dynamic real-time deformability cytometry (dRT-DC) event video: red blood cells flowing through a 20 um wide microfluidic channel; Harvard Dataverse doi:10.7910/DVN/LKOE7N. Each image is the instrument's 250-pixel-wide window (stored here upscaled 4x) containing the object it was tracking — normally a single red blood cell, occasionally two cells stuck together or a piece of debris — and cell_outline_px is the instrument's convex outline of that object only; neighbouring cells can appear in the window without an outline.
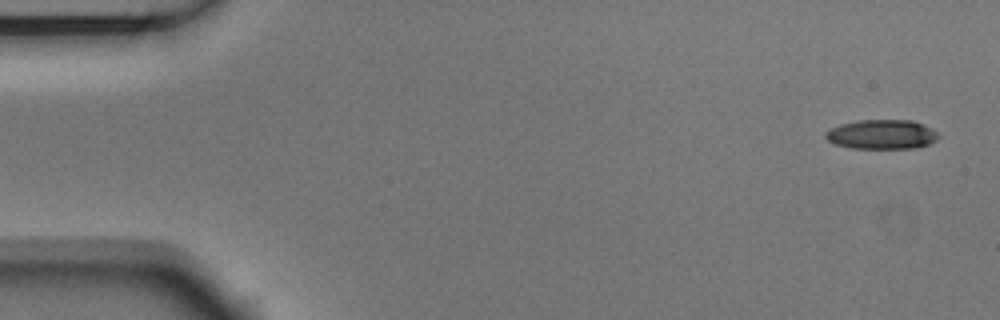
{"species": "Egyptian fruit bat (a non-hibernating species)", "species_latin": "Rousettus aegyptiacus", "temperature_condition": "room temperature", "stored_images_in_passage": 3, "camera_frame_rate_fps": 3000, "um_per_image_px": 0.085, "animal": {"sex": "male"}, "frame": {"image": 1, "passage_image": 1, "time_ms": 0.0, "image_size_px": [1000, 320], "cell_outline_px": [[940, 136], [936, 140], [928, 144], [916, 148], [852, 148], [836, 144], [828, 140], [824, 136], [824, 132], [840, 124], [860, 120], [912, 120], [924, 124], [932, 128]], "centroid_in_image_um": [74.97, 11.42], "position_along_channel_um": 10.0, "area_um2": 19.36}}